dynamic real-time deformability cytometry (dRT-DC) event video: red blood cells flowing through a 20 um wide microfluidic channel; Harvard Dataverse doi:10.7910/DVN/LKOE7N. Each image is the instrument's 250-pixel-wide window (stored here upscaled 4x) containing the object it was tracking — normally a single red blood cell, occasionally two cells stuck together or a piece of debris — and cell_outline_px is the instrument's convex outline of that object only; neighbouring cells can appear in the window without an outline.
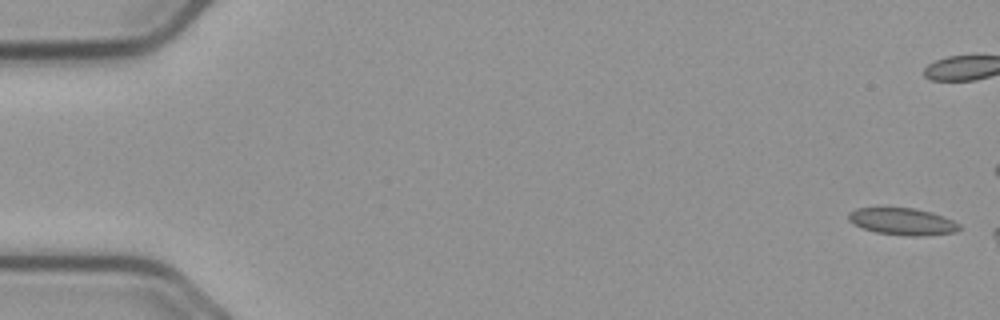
{"species": "common noctule bat (a hibernating species)", "species_latin": "Nyctalus noctula", "temperature_condition": "cold", "stored_images_in_passage": 49, "camera_frame_rate_fps": 3000, "um_per_image_px": 0.085, "animal": {"sex": "male", "body_mass_g": 23.1, "forearm_length_mm": 52.7}, "frame": {"image": 1, "passage_image": 1, "time_ms": 0.0, "image_size_px": [1000, 320], "cell_outline_px": [[960, 228], [956, 232], [924, 236], [904, 236], [876, 232], [864, 228], [848, 220], [848, 212], [856, 208], [880, 204], [912, 208], [932, 212], [952, 220], [960, 224]], "centroid_in_image_um": [76.65, 18.78], "position_along_channel_um": 8.3, "area_um2": 18.15}}
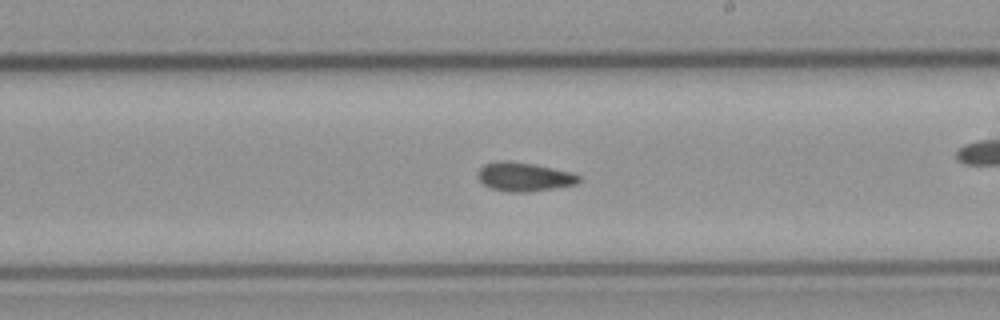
{"frame": {"image": 2, "passage_image": 32, "time_ms": 10.333, "image_size_px": [1000, 320], "cell_outline_px": [[580, 180], [576, 184], [528, 192], [508, 192], [492, 188], [484, 184], [480, 180], [480, 168], [484, 164], [500, 160], [508, 160], [532, 164], [572, 172], [580, 176]], "centroid_in_image_um": [44.56, 15.02], "position_along_channel_um": 244.4, "area_um2": 16.7}}
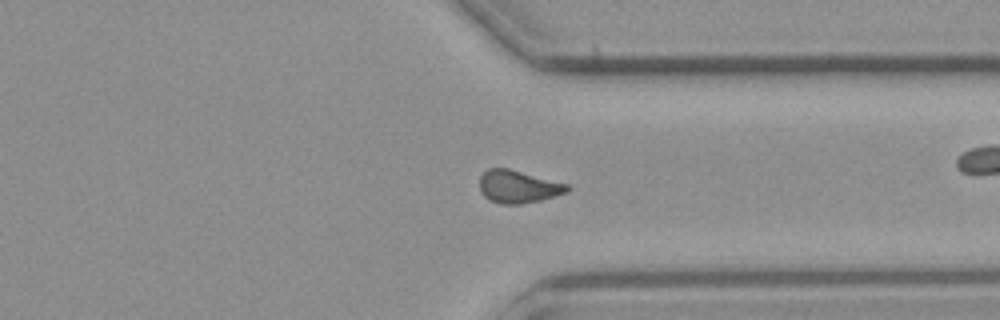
{"frame": {"image": 3, "passage_image": 42, "time_ms": 13.667, "image_size_px": [1000, 320], "cell_outline_px": [[572, 188], [568, 192], [540, 200], [520, 204], [504, 204], [488, 200], [480, 192], [480, 176], [488, 168], [508, 168], [568, 184]], "centroid_in_image_um": [44.04, 15.86], "position_along_channel_um": 367.4, "area_um2": 16.7}, "authors_computed_cell_mechanics": {"area_um2": 16.8198, "velocity_mm_per_s": 3.7028, "shape_relaxation_time_tau1_ms": null, "shape_relaxation_time_tau2_ms": 4.0801, "deformation_change_tau1": null, "deformation_change_tau2": 0.1002}}